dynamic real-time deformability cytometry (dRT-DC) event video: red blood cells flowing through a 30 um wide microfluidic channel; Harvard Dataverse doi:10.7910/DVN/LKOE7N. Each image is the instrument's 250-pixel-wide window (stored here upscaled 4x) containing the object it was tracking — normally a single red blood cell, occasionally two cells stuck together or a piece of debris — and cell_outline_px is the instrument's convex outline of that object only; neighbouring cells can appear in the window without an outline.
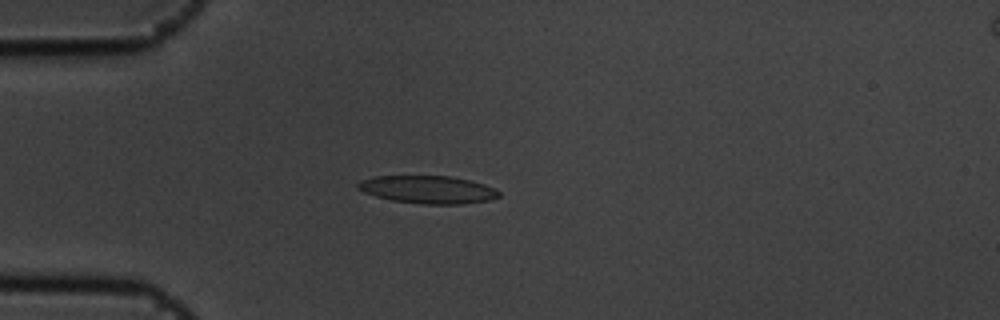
{"species": "common noctule bat (a hibernating species)", "species_latin": "Nyctalus noctula", "temperature_condition": "cold", "stored_images_in_passage": 5, "camera_frame_rate_fps": 3000, "um_per_image_px": 0.085, "animal": {"sex": "male", "body_mass_g": 19.5, "forearm_length_mm": 54.6}, "frame": {"image": 1, "passage_image": 5, "time_ms": 1.333, "image_size_px": [1000, 320], "cell_outline_px": [[500, 196], [488, 200], [460, 204], [420, 204], [392, 200], [376, 196], [364, 192], [356, 188], [356, 184], [360, 180], [376, 176], [452, 176], [484, 184], [496, 188], [500, 192]], "centroid_in_image_um": [36.36, 16.11], "position_along_channel_um": 48.6, "area_um2": 22.83}}